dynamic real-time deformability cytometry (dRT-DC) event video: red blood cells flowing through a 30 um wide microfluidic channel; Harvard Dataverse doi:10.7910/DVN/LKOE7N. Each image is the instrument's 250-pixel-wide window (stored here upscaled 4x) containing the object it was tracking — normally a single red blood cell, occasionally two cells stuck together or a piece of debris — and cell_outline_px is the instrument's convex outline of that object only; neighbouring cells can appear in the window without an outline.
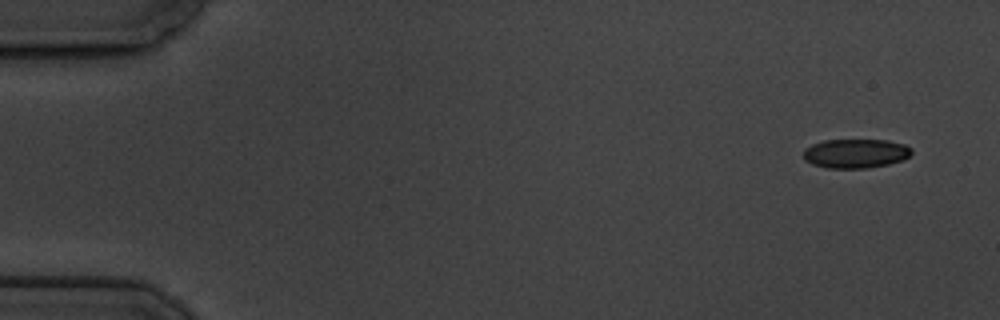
{"species": "common noctule bat (a hibernating species)", "species_latin": "Nyctalus noctula", "temperature_condition": "cold", "stored_images_in_passage": 4, "camera_frame_rate_fps": 3000, "um_per_image_px": 0.085, "animal": {"sex": "male", "body_mass_g": 19.5, "forearm_length_mm": 54.6}, "frame": {"image": 1, "passage_image": 1, "time_ms": 0.0, "image_size_px": [1000, 320], "cell_outline_px": [[912, 152], [908, 156], [900, 160], [888, 164], [868, 168], [828, 168], [812, 164], [804, 160], [804, 148], [812, 144], [824, 140], [888, 140], [904, 144], [912, 148]], "centroid_in_image_um": [72.7, 13.04], "position_along_channel_um": 12.3, "area_um2": 18.38}}